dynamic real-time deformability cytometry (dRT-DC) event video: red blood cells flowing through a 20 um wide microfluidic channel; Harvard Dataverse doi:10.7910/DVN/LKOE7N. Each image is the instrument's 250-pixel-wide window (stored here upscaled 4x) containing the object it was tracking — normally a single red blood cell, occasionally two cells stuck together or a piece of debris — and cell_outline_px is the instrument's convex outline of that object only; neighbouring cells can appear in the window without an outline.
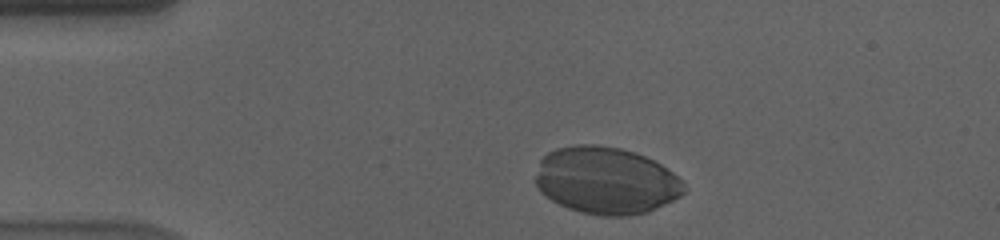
{"species": "human", "species_latin": "Homo sapiens", "temperature_condition": "cold", "stored_images_in_passage": 38, "camera_frame_rate_fps": 3000, "um_per_image_px": 0.085, "donor": {"sex": "male"}, "frame": {"image": 1, "passage_image": 3, "time_ms": 0.667, "image_size_px": [1000, 240], "cell_outline_px": [[688, 188], [680, 196], [648, 212], [628, 216], [600, 216], [580, 212], [568, 208], [552, 200], [540, 192], [536, 184], [536, 176], [540, 160], [548, 152], [556, 148], [576, 144], [596, 144], [620, 148], [636, 152], [660, 164], [672, 172]], "centroid_in_image_um": [51.5, 15.35], "position_along_channel_um": 33.5, "area_um2": 58.15}}
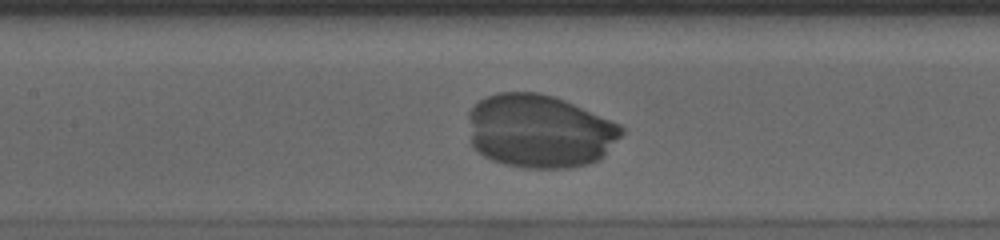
{"frame": {"image": 2, "passage_image": 18, "time_ms": 5.667, "image_size_px": [1000, 240], "cell_outline_px": [[624, 132], [604, 156], [588, 164], [572, 168], [524, 168], [504, 164], [492, 160], [476, 152], [472, 144], [468, 116], [468, 112], [484, 96], [496, 92], [540, 92], [564, 100], [620, 124], [624, 128]], "centroid_in_image_um": [45.84, 11.15], "position_along_channel_um": 161.6, "area_um2": 65.83}}
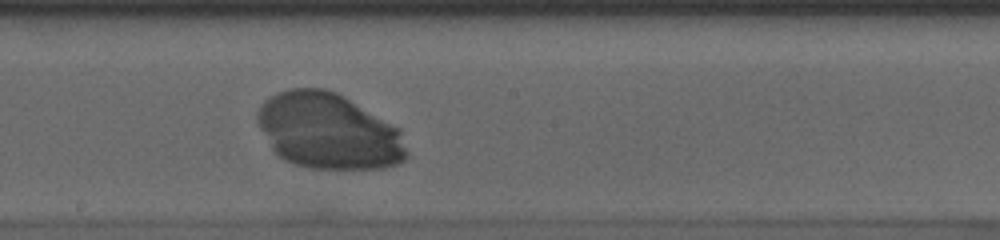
{"frame": {"image": 3, "passage_image": 23, "time_ms": 7.333, "image_size_px": [1000, 240], "cell_outline_px": [[408, 156], [400, 164], [384, 168], [308, 168], [292, 164], [284, 160], [272, 148], [256, 124], [256, 112], [260, 104], [268, 96], [276, 92], [288, 88], [324, 88], [336, 92], [344, 96], [400, 128], [408, 152]], "centroid_in_image_um": [27.9, 11.14], "position_along_channel_um": 220.3, "area_um2": 66.64}}